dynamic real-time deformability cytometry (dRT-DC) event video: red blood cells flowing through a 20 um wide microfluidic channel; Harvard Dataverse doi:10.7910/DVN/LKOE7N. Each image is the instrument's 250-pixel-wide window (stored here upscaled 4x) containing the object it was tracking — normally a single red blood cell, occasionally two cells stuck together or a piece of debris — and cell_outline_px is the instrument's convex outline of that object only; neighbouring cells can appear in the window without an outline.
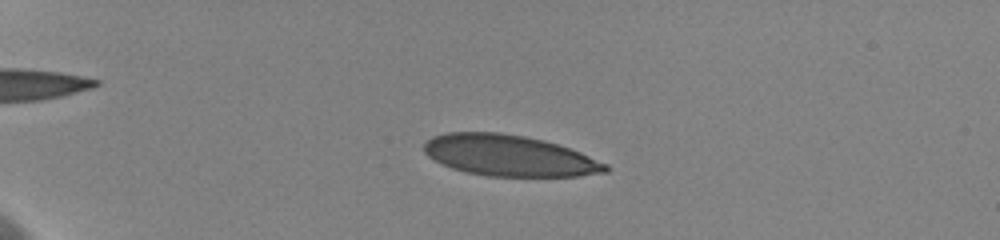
{"species": "human", "species_latin": "Homo sapiens", "temperature_condition": "cold", "stored_images_in_passage": 58, "camera_frame_rate_fps": 3000, "um_per_image_px": 0.085, "donor": {"sex": "female"}, "frame": {"image": 1, "passage_image": 15, "time_ms": 4.667, "image_size_px": [1000, 240], "cell_outline_px": [[608, 172], [576, 176], [488, 176], [464, 172], [452, 168], [428, 156], [424, 152], [424, 144], [432, 136], [448, 132], [500, 132], [524, 136], [556, 144], [580, 152], [608, 164]], "centroid_in_image_um": [43.27, 13.22], "position_along_channel_um": 41.7, "area_um2": 43.18}}
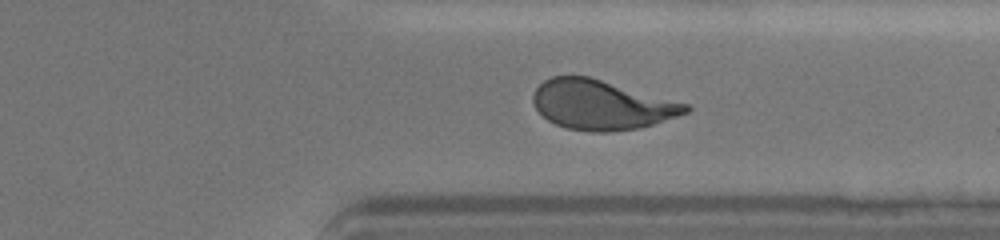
{"frame": {"image": 2, "passage_image": 47, "time_ms": 15.333, "image_size_px": [1000, 240], "cell_outline_px": [[692, 108], [688, 112], [640, 128], [608, 132], [592, 132], [568, 128], [556, 124], [548, 120], [536, 108], [532, 100], [532, 96], [536, 88], [544, 80], [552, 76], [588, 76], [688, 104]], "centroid_in_image_um": [51.1, 8.91], "position_along_channel_um": 360.3, "area_um2": 43.64}}
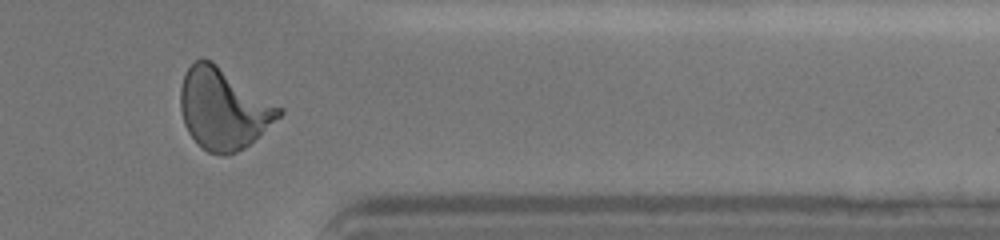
{"frame": {"image": 3, "passage_image": 50, "time_ms": 16.333, "image_size_px": [1000, 240], "cell_outline_px": [[284, 112], [280, 116], [244, 148], [236, 152], [224, 156], [208, 152], [188, 132], [184, 124], [180, 108], [180, 88], [184, 76], [188, 68], [196, 60], [212, 60], [284, 108]], "centroid_in_image_um": [18.99, 9.23], "position_along_channel_um": 392.4, "area_um2": 46.24}, "authors_computed_cell_mechanics": {"area_um2": 44.2459, "velocity_mm_per_s": 3.5808, "shape_relaxation_time_tau1_ms": 5.5216, "shape_relaxation_time_tau2_ms": null, "deformation_change_tau1": 0.1811, "deformation_change_tau2": null}}